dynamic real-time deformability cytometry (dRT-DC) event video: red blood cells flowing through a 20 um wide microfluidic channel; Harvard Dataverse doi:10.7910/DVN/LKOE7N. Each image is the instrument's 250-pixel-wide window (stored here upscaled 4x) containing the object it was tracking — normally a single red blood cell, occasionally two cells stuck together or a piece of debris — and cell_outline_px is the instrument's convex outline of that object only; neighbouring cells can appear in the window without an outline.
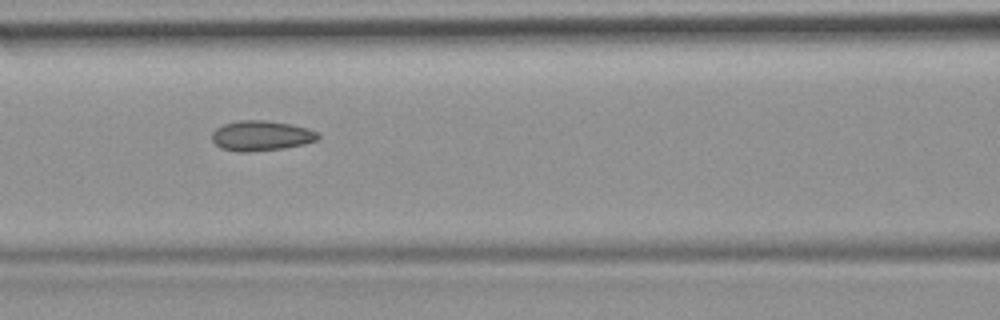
{"species": "common noctule bat (a hibernating species)", "species_latin": "Nyctalus noctula", "temperature_condition": "room temperature", "stored_images_in_passage": 9, "camera_frame_rate_fps": 3000, "um_per_image_px": 0.085, "animal": {"sex": "female", "body_mass_g": 19.9}, "frame": {"image": 1, "passage_image": 7, "time_ms": 7.333, "image_size_px": [1000, 320], "cell_outline_px": [[320, 136], [316, 140], [304, 144], [284, 148], [248, 152], [236, 152], [220, 148], [212, 140], [212, 132], [216, 128], [224, 124], [240, 120], [264, 120], [292, 124], [308, 128], [316, 132]], "centroid_in_image_um": [22.18, 11.54], "position_along_channel_um": 144.4, "area_um2": 18.67}}
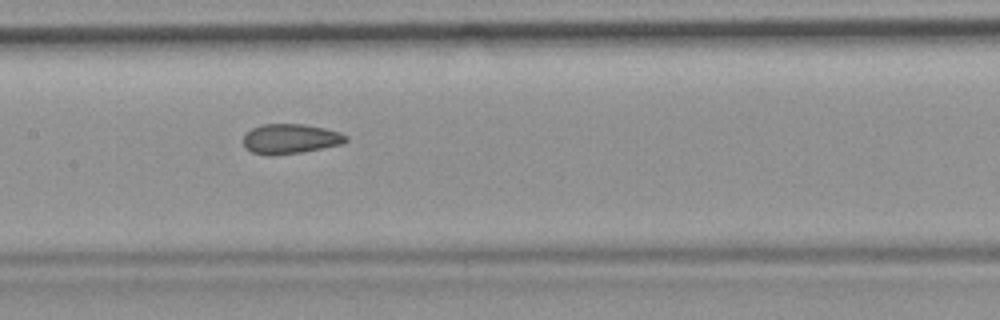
{"frame": {"image": 2, "passage_image": 8, "time_ms": 8.333, "image_size_px": [1000, 320], "cell_outline_px": [[348, 140], [344, 144], [300, 152], [268, 156], [252, 152], [244, 148], [244, 136], [252, 128], [264, 124], [304, 124], [324, 128], [340, 132], [348, 136]], "centroid_in_image_um": [24.7, 11.8], "position_along_channel_um": 182.7, "area_um2": 17.86}}